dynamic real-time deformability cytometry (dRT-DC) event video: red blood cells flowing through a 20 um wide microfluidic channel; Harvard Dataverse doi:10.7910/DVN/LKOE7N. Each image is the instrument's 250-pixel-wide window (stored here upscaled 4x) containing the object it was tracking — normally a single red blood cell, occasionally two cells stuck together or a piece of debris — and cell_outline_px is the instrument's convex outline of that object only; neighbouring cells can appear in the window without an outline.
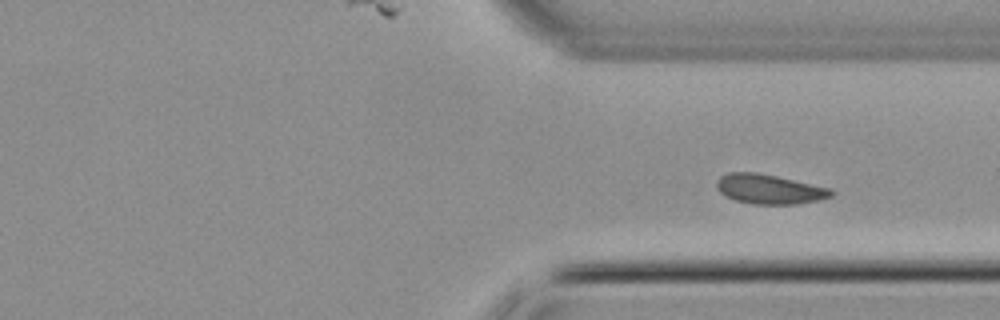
{"species": "common noctule bat (a hibernating species)", "species_latin": "Nyctalus noctula", "temperature_condition": "cold", "stored_images_in_passage": 33, "segment_of_instrument_passage": [2, 2], "camera_frame_rate_fps": 3000, "um_per_image_px": 0.085, "animal": {"sex": "male", "body_mass_g": 21.5, "forearm_length_mm": 52.0}, "frame": {"image": 1, "passage_image": 33, "time_ms": 10.667, "image_size_px": [1000, 320], "cell_outline_px": [[836, 192], [832, 196], [820, 200], [796, 204], [752, 204], [736, 200], [724, 196], [716, 188], [716, 180], [720, 176], [728, 172], [756, 172], [776, 176], [832, 188]], "centroid_in_image_um": [65.4, 16.07], "position_along_channel_um": 346.0, "area_um2": 20.0}}